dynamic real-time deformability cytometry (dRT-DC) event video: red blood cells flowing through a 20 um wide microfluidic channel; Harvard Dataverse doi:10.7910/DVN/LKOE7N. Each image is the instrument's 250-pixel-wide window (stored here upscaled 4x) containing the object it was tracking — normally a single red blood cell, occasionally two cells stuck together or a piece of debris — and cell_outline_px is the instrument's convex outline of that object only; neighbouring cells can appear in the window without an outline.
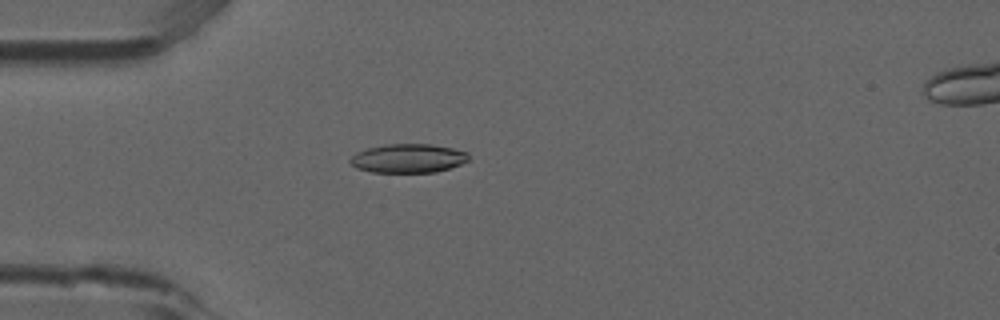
{"species": "common noctule bat (a hibernating species)", "species_latin": "Nyctalus noctula", "temperature_condition": "room temperature", "stored_images_in_passage": 53, "camera_frame_rate_fps": 3000, "um_per_image_px": 0.085, "animal": {"sex": "male", "forearm_length_mm": 52.5}, "frame": {"image": 1, "passage_image": 15, "time_ms": 4.667, "image_size_px": [1000, 320], "cell_outline_px": [[468, 160], [460, 164], [436, 172], [372, 172], [356, 168], [348, 160], [356, 152], [368, 148], [388, 144], [432, 144], [452, 148], [468, 152]], "centroid_in_image_um": [34.68, 13.45], "position_along_channel_um": 50.3, "area_um2": 19.83}}
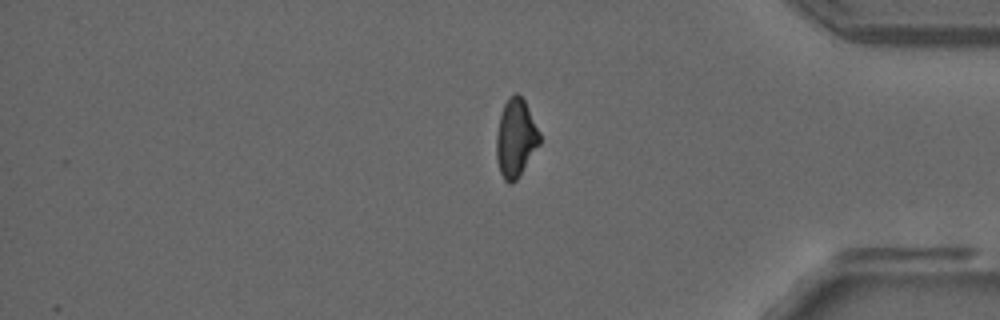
{"frame": {"image": 2, "passage_image": 44, "time_ms": 14.333, "image_size_px": [1000, 320], "cell_outline_px": [[540, 144], [516, 180], [512, 184], [508, 184], [504, 180], [500, 172], [496, 160], [496, 136], [500, 116], [504, 104], [516, 92], [524, 100], [540, 132]], "centroid_in_image_um": [43.83, 11.77], "position_along_channel_um": 391.4, "area_um2": 19.54}}
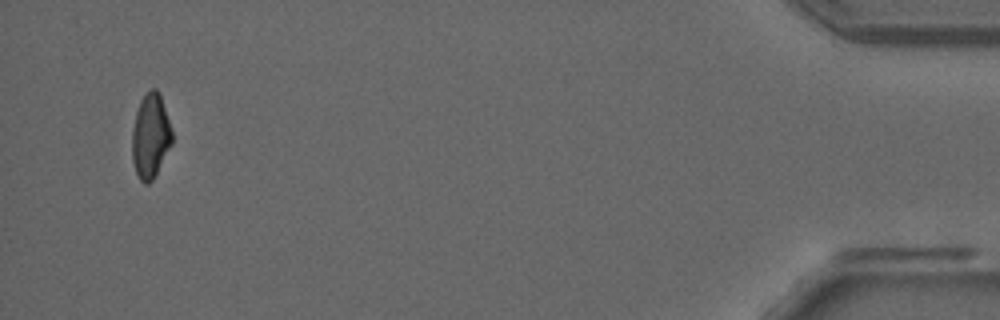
{"frame": {"image": 3, "passage_image": 51, "time_ms": 16.667, "image_size_px": [1000, 320], "cell_outline_px": [[172, 144], [152, 180], [148, 184], [144, 184], [140, 180], [136, 172], [132, 160], [132, 128], [136, 112], [140, 100], [152, 88], [156, 88], [160, 92], [172, 128]], "centroid_in_image_um": [12.8, 11.54], "position_along_channel_um": 422.4, "area_um2": 19.77}, "authors_computed_cell_mechanics": {"area_um2": 20.1144, "velocity_mm_per_s": 3.8913, "shape_relaxation_time_tau1_ms": null, "shape_relaxation_time_tau2_ms": 1.9894, "deformation_change_tau1": null, "deformation_change_tau2": 0.0767}}